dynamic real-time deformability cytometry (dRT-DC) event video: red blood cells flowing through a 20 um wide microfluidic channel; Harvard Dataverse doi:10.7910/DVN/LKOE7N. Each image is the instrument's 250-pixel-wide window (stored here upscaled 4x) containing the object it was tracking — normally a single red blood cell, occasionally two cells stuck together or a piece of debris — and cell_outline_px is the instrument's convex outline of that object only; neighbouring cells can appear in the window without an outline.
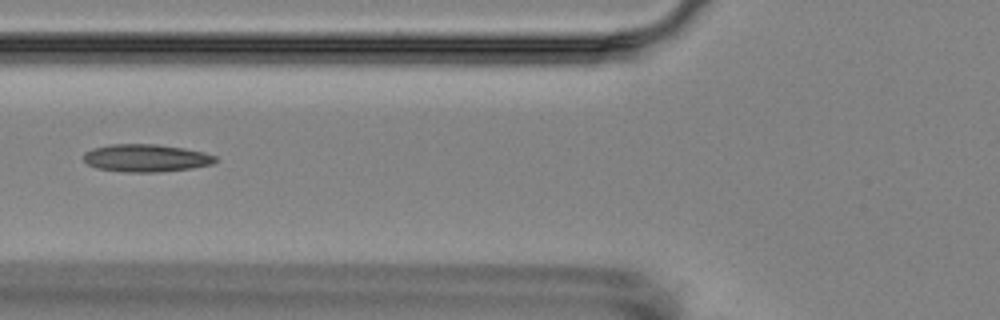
{"species": "Egyptian fruit bat (a non-hibernating species)", "species_latin": "Rousettus aegyptiacus", "temperature_condition": "room temperature", "stored_images_in_passage": 17, "camera_frame_rate_fps": 3000, "um_per_image_px": 0.085, "animal": {"sex": "female"}, "frame": {"image": 1, "passage_image": 7, "time_ms": 7.0, "image_size_px": [1000, 320], "cell_outline_px": [[216, 160], [212, 164], [192, 168], [156, 172], [124, 172], [96, 168], [88, 164], [84, 160], [84, 152], [92, 148], [112, 144], [156, 144], [184, 148], [204, 152], [216, 156]], "centroid_in_image_um": [12.4, 13.43], "position_along_channel_um": 113.4, "area_um2": 21.21}}
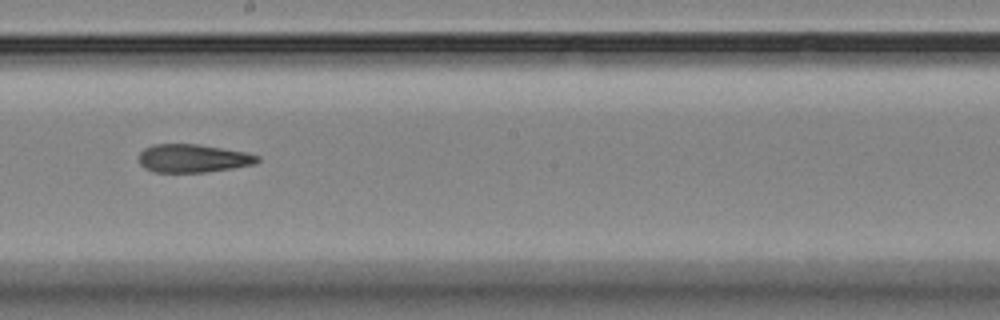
{"frame": {"image": 2, "passage_image": 10, "time_ms": 10.333, "image_size_px": [1000, 320], "cell_outline_px": [[260, 160], [256, 164], [232, 168], [204, 172], [156, 172], [144, 168], [140, 164], [140, 152], [144, 148], [152, 144], [196, 144], [244, 152], [260, 156]], "centroid_in_image_um": [16.4, 13.46], "position_along_channel_um": 231.8, "area_um2": 19.36}}
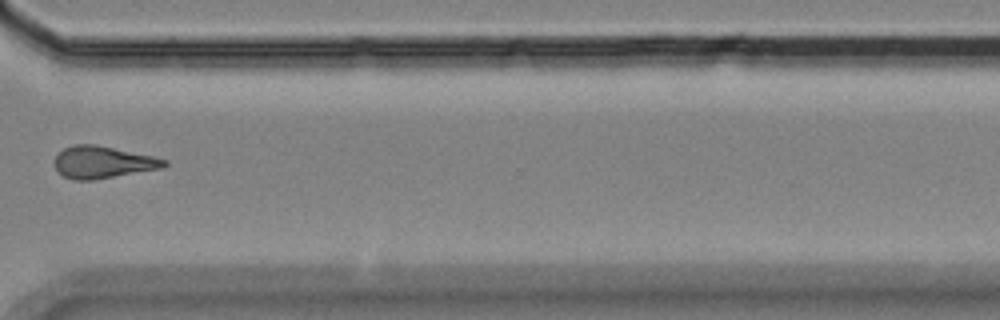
{"frame": {"image": 3, "passage_image": 13, "time_ms": 14.0, "image_size_px": [1000, 320], "cell_outline_px": [[168, 164], [160, 168], [96, 180], [72, 180], [64, 176], [56, 168], [56, 156], [64, 148], [76, 144], [96, 144], [152, 156], [168, 160]], "centroid_in_image_um": [8.75, 13.79], "position_along_channel_um": 361.9, "area_um2": 20.29}, "authors_computed_cell_mechanics": {"area_um2": 19.941, "velocity_mm_per_s": 3.5562, "shape_relaxation_time_tau1_ms": null, "shape_relaxation_time_tau2_ms": 4.8456, "deformation_change_tau1": null, "deformation_change_tau2": 0.1379}}